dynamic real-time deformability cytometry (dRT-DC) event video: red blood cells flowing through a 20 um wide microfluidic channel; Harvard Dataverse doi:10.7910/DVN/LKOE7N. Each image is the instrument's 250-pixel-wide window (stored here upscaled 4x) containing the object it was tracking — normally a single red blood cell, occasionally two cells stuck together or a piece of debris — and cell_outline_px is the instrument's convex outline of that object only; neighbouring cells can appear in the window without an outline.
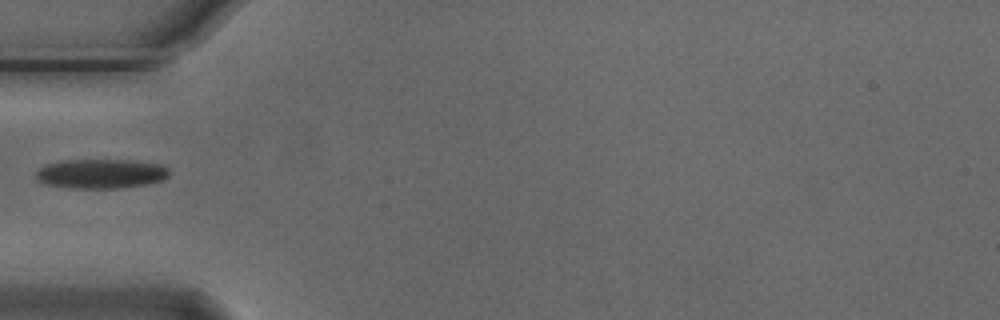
{"species": "Egyptian fruit bat (a non-hibernating species)", "species_latin": "Rousettus aegyptiacus", "temperature_condition": "cold", "stored_images_in_passage": 1, "camera_frame_rate_fps": 3000, "um_per_image_px": 0.085, "animal": {"sex": "male"}, "frame": {"image": 1, "passage_image": 1, "time_ms": 0.0, "image_size_px": [1000, 320], "cell_outline_px": [[168, 176], [164, 180], [148, 184], [116, 188], [68, 188], [44, 184], [36, 180], [36, 172], [44, 164], [60, 160], [136, 160], [160, 164], [168, 168]], "centroid_in_image_um": [8.55, 14.76], "position_along_channel_um": 76.4, "area_um2": 23.18}}